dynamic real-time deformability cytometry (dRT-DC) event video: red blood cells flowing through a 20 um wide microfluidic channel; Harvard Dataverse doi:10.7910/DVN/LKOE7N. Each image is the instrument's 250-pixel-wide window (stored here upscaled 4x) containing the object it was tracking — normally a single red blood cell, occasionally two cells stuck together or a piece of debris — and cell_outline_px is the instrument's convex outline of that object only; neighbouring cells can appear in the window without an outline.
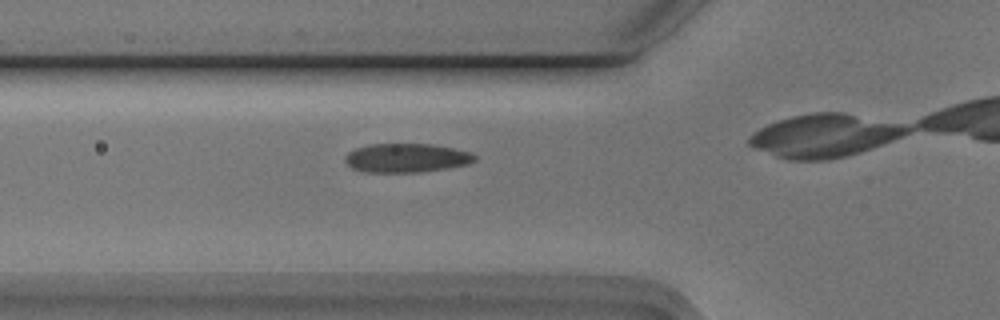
{"species": "Egyptian fruit bat (a non-hibernating species)", "species_latin": "Rousettus aegyptiacus", "temperature_condition": "cold", "stored_images_in_passage": 36, "camera_frame_rate_fps": 3000, "um_per_image_px": 0.085, "animal": {"sex": "male"}, "frame": {"image": 1, "passage_image": 13, "time_ms": 4.0, "image_size_px": [1000, 320], "cell_outline_px": [[476, 160], [468, 164], [448, 168], [420, 172], [364, 172], [352, 168], [344, 160], [344, 156], [348, 152], [356, 148], [372, 144], [432, 144], [472, 152], [476, 156]], "centroid_in_image_um": [34.55, 13.42], "position_along_channel_um": 91.2, "area_um2": 21.91}}
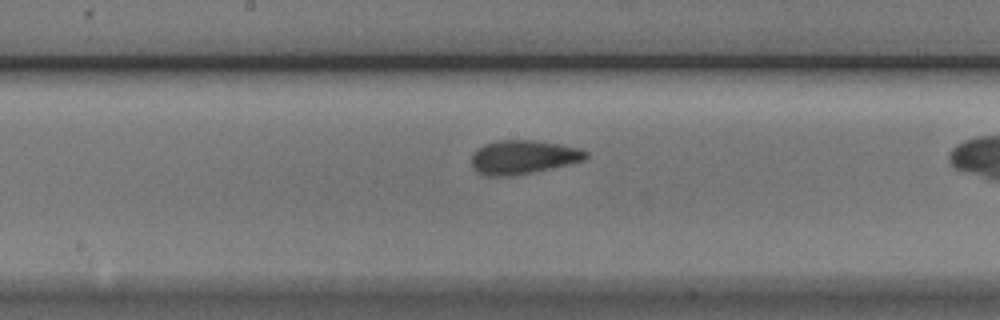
{"frame": {"image": 2, "passage_image": 22, "time_ms": 7.0, "image_size_px": [1000, 320], "cell_outline_px": [[588, 156], [584, 160], [568, 164], [532, 172], [508, 176], [488, 176], [476, 172], [472, 168], [472, 156], [484, 144], [496, 140], [532, 140], [580, 148], [588, 152]], "centroid_in_image_um": [44.45, 13.35], "position_along_channel_um": 203.7, "area_um2": 22.25}}
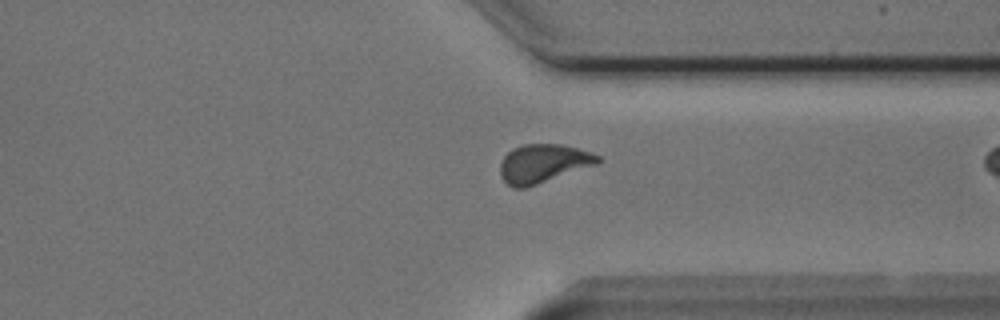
{"frame": {"image": 3, "passage_image": 35, "time_ms": 11.333, "image_size_px": [1000, 320], "cell_outline_px": [[604, 160], [600, 164], [524, 188], [512, 188], [500, 176], [500, 164], [504, 156], [512, 148], [524, 144], [560, 144], [592, 152], [600, 156]], "centroid_in_image_um": [46.21, 13.89], "position_along_channel_um": 365.2, "area_um2": 22.2}}